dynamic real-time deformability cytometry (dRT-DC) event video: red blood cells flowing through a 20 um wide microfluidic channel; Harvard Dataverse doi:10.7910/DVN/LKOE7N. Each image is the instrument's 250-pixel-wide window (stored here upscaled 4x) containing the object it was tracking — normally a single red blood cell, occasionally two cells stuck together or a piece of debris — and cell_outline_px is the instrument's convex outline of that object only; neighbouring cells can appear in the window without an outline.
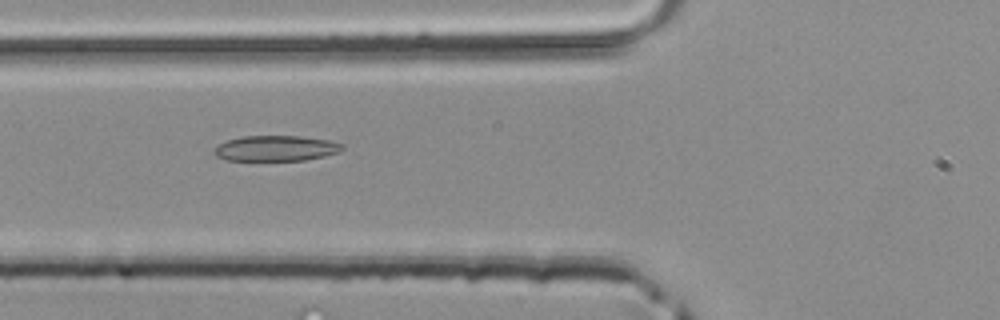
{"species": "common noctule bat (a hibernating species)", "species_latin": "Nyctalus noctula", "temperature_condition": "room temperature", "stored_images_in_passage": 2, "camera_frame_rate_fps": 3000, "um_per_image_px": 0.085, "animal": {"sex": "male", "body_mass_g": 20.4}, "frame": {"image": 1, "passage_image": 2, "time_ms": 0.333, "image_size_px": [1000, 320], "cell_outline_px": [[344, 148], [336, 152], [324, 156], [304, 160], [224, 160], [216, 156], [212, 152], [220, 144], [228, 140], [240, 136], [300, 136], [328, 140], [344, 144]], "centroid_in_image_um": [23.43, 12.6], "position_along_channel_um": 102.4, "area_um2": 18.9}}